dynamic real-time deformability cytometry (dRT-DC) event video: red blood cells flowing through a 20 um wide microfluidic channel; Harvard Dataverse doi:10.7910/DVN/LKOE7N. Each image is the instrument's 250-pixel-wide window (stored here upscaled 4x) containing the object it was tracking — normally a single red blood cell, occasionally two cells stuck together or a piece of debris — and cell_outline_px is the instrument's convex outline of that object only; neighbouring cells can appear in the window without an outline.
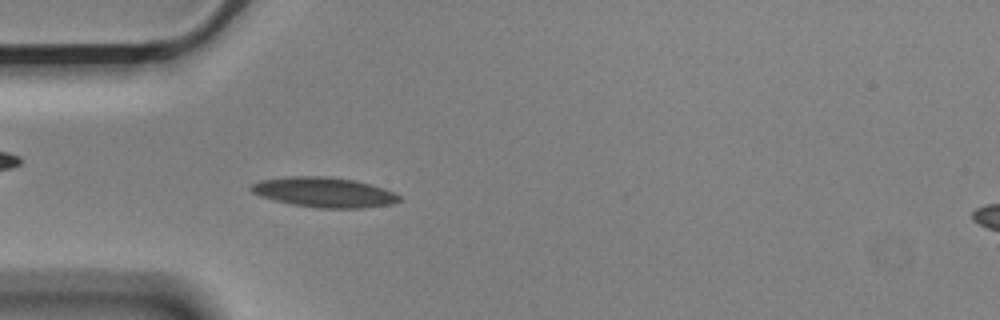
{"species": "Egyptian fruit bat (a non-hibernating species)", "species_latin": "Rousettus aegyptiacus", "temperature_condition": "cold", "stored_images_in_passage": 43, "camera_frame_rate_fps": 3000, "um_per_image_px": 0.085, "animal": {"sex": "male"}, "frame": {"image": 1, "passage_image": 3, "time_ms": 0.667, "image_size_px": [1000, 320], "cell_outline_px": [[400, 200], [392, 204], [364, 208], [316, 208], [292, 204], [260, 196], [252, 192], [248, 188], [252, 184], [260, 180], [288, 176], [324, 176], [356, 180], [384, 188], [400, 196]], "centroid_in_image_um": [27.54, 16.34], "position_along_channel_um": 57.5, "area_um2": 25.89}}
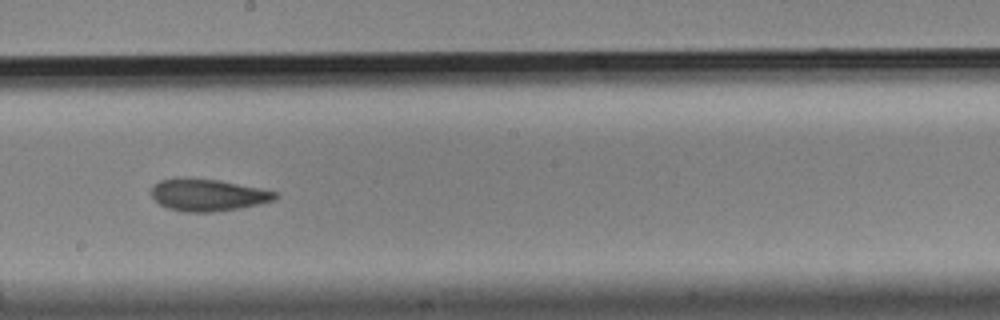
{"frame": {"image": 2, "passage_image": 18, "time_ms": 5.667, "image_size_px": [1000, 320], "cell_outline_px": [[276, 200], [240, 208], [212, 212], [184, 212], [168, 208], [160, 204], [152, 196], [152, 188], [160, 180], [216, 180], [276, 192]], "centroid_in_image_um": [17.68, 16.62], "position_along_channel_um": 230.5, "area_um2": 22.08}}
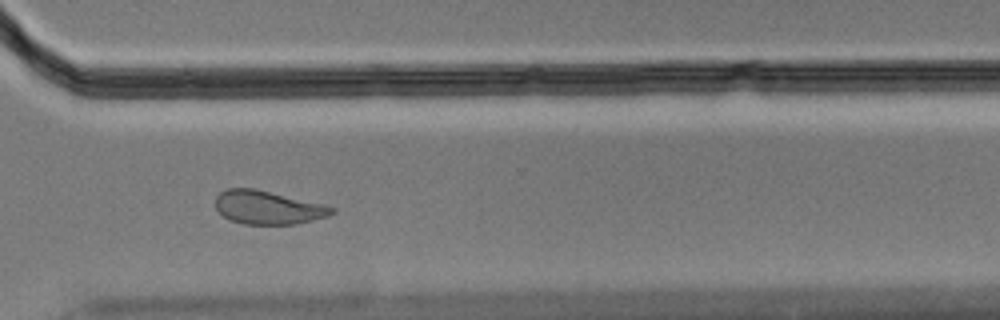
{"frame": {"image": 3, "passage_image": 28, "time_ms": 9.0, "image_size_px": [1000, 320], "cell_outline_px": [[336, 212], [328, 216], [296, 224], [244, 224], [232, 220], [224, 216], [216, 208], [216, 196], [220, 192], [228, 188], [256, 188], [324, 204], [336, 208]], "centroid_in_image_um": [22.8, 17.62], "position_along_channel_um": 347.8, "area_um2": 22.72}, "authors_computed_cell_mechanics": {"area_um2": 24.0448, "velocity_mm_per_s": 3.5219, "shape_relaxation_time_tau1_ms": null, "shape_relaxation_time_tau2_ms": 2.2238, "deformation_change_tau1": null, "deformation_change_tau2": 0.0844}}